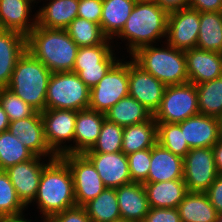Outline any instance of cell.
<instances>
[{"instance_id": "obj_52", "label": "cell", "mask_w": 222, "mask_h": 222, "mask_svg": "<svg viewBox=\"0 0 222 222\" xmlns=\"http://www.w3.org/2000/svg\"><path fill=\"white\" fill-rule=\"evenodd\" d=\"M113 222H131V221H128V220H125V219H119V220H116V221H113Z\"/></svg>"}, {"instance_id": "obj_33", "label": "cell", "mask_w": 222, "mask_h": 222, "mask_svg": "<svg viewBox=\"0 0 222 222\" xmlns=\"http://www.w3.org/2000/svg\"><path fill=\"white\" fill-rule=\"evenodd\" d=\"M36 155L9 130L0 133V170L33 159Z\"/></svg>"}, {"instance_id": "obj_51", "label": "cell", "mask_w": 222, "mask_h": 222, "mask_svg": "<svg viewBox=\"0 0 222 222\" xmlns=\"http://www.w3.org/2000/svg\"><path fill=\"white\" fill-rule=\"evenodd\" d=\"M215 222H222V213L217 214V218H216Z\"/></svg>"}, {"instance_id": "obj_42", "label": "cell", "mask_w": 222, "mask_h": 222, "mask_svg": "<svg viewBox=\"0 0 222 222\" xmlns=\"http://www.w3.org/2000/svg\"><path fill=\"white\" fill-rule=\"evenodd\" d=\"M103 0H79L78 17L100 24Z\"/></svg>"}, {"instance_id": "obj_25", "label": "cell", "mask_w": 222, "mask_h": 222, "mask_svg": "<svg viewBox=\"0 0 222 222\" xmlns=\"http://www.w3.org/2000/svg\"><path fill=\"white\" fill-rule=\"evenodd\" d=\"M151 208H177L188 193L183 179L143 182Z\"/></svg>"}, {"instance_id": "obj_24", "label": "cell", "mask_w": 222, "mask_h": 222, "mask_svg": "<svg viewBox=\"0 0 222 222\" xmlns=\"http://www.w3.org/2000/svg\"><path fill=\"white\" fill-rule=\"evenodd\" d=\"M183 179V158L156 143L151 148L148 178L144 182Z\"/></svg>"}, {"instance_id": "obj_41", "label": "cell", "mask_w": 222, "mask_h": 222, "mask_svg": "<svg viewBox=\"0 0 222 222\" xmlns=\"http://www.w3.org/2000/svg\"><path fill=\"white\" fill-rule=\"evenodd\" d=\"M132 182L143 183L148 178L151 163V148L127 155Z\"/></svg>"}, {"instance_id": "obj_29", "label": "cell", "mask_w": 222, "mask_h": 222, "mask_svg": "<svg viewBox=\"0 0 222 222\" xmlns=\"http://www.w3.org/2000/svg\"><path fill=\"white\" fill-rule=\"evenodd\" d=\"M153 115L151 112L131 96L120 99L105 112V118L122 127L143 123Z\"/></svg>"}, {"instance_id": "obj_27", "label": "cell", "mask_w": 222, "mask_h": 222, "mask_svg": "<svg viewBox=\"0 0 222 222\" xmlns=\"http://www.w3.org/2000/svg\"><path fill=\"white\" fill-rule=\"evenodd\" d=\"M157 143V122L149 120L123 129L122 152L127 156L139 150L152 148Z\"/></svg>"}, {"instance_id": "obj_34", "label": "cell", "mask_w": 222, "mask_h": 222, "mask_svg": "<svg viewBox=\"0 0 222 222\" xmlns=\"http://www.w3.org/2000/svg\"><path fill=\"white\" fill-rule=\"evenodd\" d=\"M26 210L28 208L18 198L7 173L0 170V220L25 217Z\"/></svg>"}, {"instance_id": "obj_11", "label": "cell", "mask_w": 222, "mask_h": 222, "mask_svg": "<svg viewBox=\"0 0 222 222\" xmlns=\"http://www.w3.org/2000/svg\"><path fill=\"white\" fill-rule=\"evenodd\" d=\"M72 174L76 206H84L106 187L91 161L84 154L61 156Z\"/></svg>"}, {"instance_id": "obj_16", "label": "cell", "mask_w": 222, "mask_h": 222, "mask_svg": "<svg viewBox=\"0 0 222 222\" xmlns=\"http://www.w3.org/2000/svg\"><path fill=\"white\" fill-rule=\"evenodd\" d=\"M8 130L36 156L50 159L57 157L46 142L41 112L10 122Z\"/></svg>"}, {"instance_id": "obj_12", "label": "cell", "mask_w": 222, "mask_h": 222, "mask_svg": "<svg viewBox=\"0 0 222 222\" xmlns=\"http://www.w3.org/2000/svg\"><path fill=\"white\" fill-rule=\"evenodd\" d=\"M200 29V12L184 8L168 13L166 42L179 50L196 48Z\"/></svg>"}, {"instance_id": "obj_54", "label": "cell", "mask_w": 222, "mask_h": 222, "mask_svg": "<svg viewBox=\"0 0 222 222\" xmlns=\"http://www.w3.org/2000/svg\"><path fill=\"white\" fill-rule=\"evenodd\" d=\"M221 134H222V117L220 118Z\"/></svg>"}, {"instance_id": "obj_43", "label": "cell", "mask_w": 222, "mask_h": 222, "mask_svg": "<svg viewBox=\"0 0 222 222\" xmlns=\"http://www.w3.org/2000/svg\"><path fill=\"white\" fill-rule=\"evenodd\" d=\"M46 222H92L83 206H75L56 213Z\"/></svg>"}, {"instance_id": "obj_37", "label": "cell", "mask_w": 222, "mask_h": 222, "mask_svg": "<svg viewBox=\"0 0 222 222\" xmlns=\"http://www.w3.org/2000/svg\"><path fill=\"white\" fill-rule=\"evenodd\" d=\"M124 127L108 121H103L99 137L91 150L85 153H116L122 151Z\"/></svg>"}, {"instance_id": "obj_36", "label": "cell", "mask_w": 222, "mask_h": 222, "mask_svg": "<svg viewBox=\"0 0 222 222\" xmlns=\"http://www.w3.org/2000/svg\"><path fill=\"white\" fill-rule=\"evenodd\" d=\"M157 143L182 158L190 150L177 123H157Z\"/></svg>"}, {"instance_id": "obj_30", "label": "cell", "mask_w": 222, "mask_h": 222, "mask_svg": "<svg viewBox=\"0 0 222 222\" xmlns=\"http://www.w3.org/2000/svg\"><path fill=\"white\" fill-rule=\"evenodd\" d=\"M196 47L222 54V12H200Z\"/></svg>"}, {"instance_id": "obj_39", "label": "cell", "mask_w": 222, "mask_h": 222, "mask_svg": "<svg viewBox=\"0 0 222 222\" xmlns=\"http://www.w3.org/2000/svg\"><path fill=\"white\" fill-rule=\"evenodd\" d=\"M0 104L10 122L33 116L37 112L7 87L0 88Z\"/></svg>"}, {"instance_id": "obj_45", "label": "cell", "mask_w": 222, "mask_h": 222, "mask_svg": "<svg viewBox=\"0 0 222 222\" xmlns=\"http://www.w3.org/2000/svg\"><path fill=\"white\" fill-rule=\"evenodd\" d=\"M218 213H222V174H218L209 189L205 192Z\"/></svg>"}, {"instance_id": "obj_32", "label": "cell", "mask_w": 222, "mask_h": 222, "mask_svg": "<svg viewBox=\"0 0 222 222\" xmlns=\"http://www.w3.org/2000/svg\"><path fill=\"white\" fill-rule=\"evenodd\" d=\"M199 113L222 117V76L196 85Z\"/></svg>"}, {"instance_id": "obj_47", "label": "cell", "mask_w": 222, "mask_h": 222, "mask_svg": "<svg viewBox=\"0 0 222 222\" xmlns=\"http://www.w3.org/2000/svg\"><path fill=\"white\" fill-rule=\"evenodd\" d=\"M163 10L171 13L188 7L189 0H154Z\"/></svg>"}, {"instance_id": "obj_6", "label": "cell", "mask_w": 222, "mask_h": 222, "mask_svg": "<svg viewBox=\"0 0 222 222\" xmlns=\"http://www.w3.org/2000/svg\"><path fill=\"white\" fill-rule=\"evenodd\" d=\"M90 88L75 72L51 74L46 92L45 109H67L80 111L88 109Z\"/></svg>"}, {"instance_id": "obj_28", "label": "cell", "mask_w": 222, "mask_h": 222, "mask_svg": "<svg viewBox=\"0 0 222 222\" xmlns=\"http://www.w3.org/2000/svg\"><path fill=\"white\" fill-rule=\"evenodd\" d=\"M181 222H215L218 212L206 193L188 192L177 206Z\"/></svg>"}, {"instance_id": "obj_22", "label": "cell", "mask_w": 222, "mask_h": 222, "mask_svg": "<svg viewBox=\"0 0 222 222\" xmlns=\"http://www.w3.org/2000/svg\"><path fill=\"white\" fill-rule=\"evenodd\" d=\"M26 51V36L13 30L0 29V88L8 86L14 67Z\"/></svg>"}, {"instance_id": "obj_9", "label": "cell", "mask_w": 222, "mask_h": 222, "mask_svg": "<svg viewBox=\"0 0 222 222\" xmlns=\"http://www.w3.org/2000/svg\"><path fill=\"white\" fill-rule=\"evenodd\" d=\"M77 112L67 109H45L41 112L46 142L56 156L72 154Z\"/></svg>"}, {"instance_id": "obj_44", "label": "cell", "mask_w": 222, "mask_h": 222, "mask_svg": "<svg viewBox=\"0 0 222 222\" xmlns=\"http://www.w3.org/2000/svg\"><path fill=\"white\" fill-rule=\"evenodd\" d=\"M142 222H181L177 208H151Z\"/></svg>"}, {"instance_id": "obj_15", "label": "cell", "mask_w": 222, "mask_h": 222, "mask_svg": "<svg viewBox=\"0 0 222 222\" xmlns=\"http://www.w3.org/2000/svg\"><path fill=\"white\" fill-rule=\"evenodd\" d=\"M91 161L106 188H119L132 183L127 156L116 153H84Z\"/></svg>"}, {"instance_id": "obj_14", "label": "cell", "mask_w": 222, "mask_h": 222, "mask_svg": "<svg viewBox=\"0 0 222 222\" xmlns=\"http://www.w3.org/2000/svg\"><path fill=\"white\" fill-rule=\"evenodd\" d=\"M166 85L138 66L132 59L129 61V96L133 97L153 115L159 108Z\"/></svg>"}, {"instance_id": "obj_19", "label": "cell", "mask_w": 222, "mask_h": 222, "mask_svg": "<svg viewBox=\"0 0 222 222\" xmlns=\"http://www.w3.org/2000/svg\"><path fill=\"white\" fill-rule=\"evenodd\" d=\"M34 6L29 0H0V29L27 36L37 25V14L32 12Z\"/></svg>"}, {"instance_id": "obj_40", "label": "cell", "mask_w": 222, "mask_h": 222, "mask_svg": "<svg viewBox=\"0 0 222 222\" xmlns=\"http://www.w3.org/2000/svg\"><path fill=\"white\" fill-rule=\"evenodd\" d=\"M123 50L121 46L116 49L99 65L83 67L76 74L78 77L90 88L95 87L99 81L105 76V74L121 59L116 54L118 50Z\"/></svg>"}, {"instance_id": "obj_38", "label": "cell", "mask_w": 222, "mask_h": 222, "mask_svg": "<svg viewBox=\"0 0 222 222\" xmlns=\"http://www.w3.org/2000/svg\"><path fill=\"white\" fill-rule=\"evenodd\" d=\"M107 39L103 44L96 46L79 47L76 55L75 65L72 72L77 73L83 67L97 66L102 63L120 44ZM113 44H115L113 46Z\"/></svg>"}, {"instance_id": "obj_20", "label": "cell", "mask_w": 222, "mask_h": 222, "mask_svg": "<svg viewBox=\"0 0 222 222\" xmlns=\"http://www.w3.org/2000/svg\"><path fill=\"white\" fill-rule=\"evenodd\" d=\"M104 119L105 113L89 108L77 112L72 154H84L92 149L99 137Z\"/></svg>"}, {"instance_id": "obj_21", "label": "cell", "mask_w": 222, "mask_h": 222, "mask_svg": "<svg viewBox=\"0 0 222 222\" xmlns=\"http://www.w3.org/2000/svg\"><path fill=\"white\" fill-rule=\"evenodd\" d=\"M121 219L142 222L150 206L143 183L132 182L116 188Z\"/></svg>"}, {"instance_id": "obj_35", "label": "cell", "mask_w": 222, "mask_h": 222, "mask_svg": "<svg viewBox=\"0 0 222 222\" xmlns=\"http://www.w3.org/2000/svg\"><path fill=\"white\" fill-rule=\"evenodd\" d=\"M78 47L103 44L108 38L103 34L100 24L76 17L65 29Z\"/></svg>"}, {"instance_id": "obj_48", "label": "cell", "mask_w": 222, "mask_h": 222, "mask_svg": "<svg viewBox=\"0 0 222 222\" xmlns=\"http://www.w3.org/2000/svg\"><path fill=\"white\" fill-rule=\"evenodd\" d=\"M215 166L218 174H222V137L212 146Z\"/></svg>"}, {"instance_id": "obj_23", "label": "cell", "mask_w": 222, "mask_h": 222, "mask_svg": "<svg viewBox=\"0 0 222 222\" xmlns=\"http://www.w3.org/2000/svg\"><path fill=\"white\" fill-rule=\"evenodd\" d=\"M42 2L46 3L36 10L37 25L40 27L65 30L78 17L79 0H42Z\"/></svg>"}, {"instance_id": "obj_5", "label": "cell", "mask_w": 222, "mask_h": 222, "mask_svg": "<svg viewBox=\"0 0 222 222\" xmlns=\"http://www.w3.org/2000/svg\"><path fill=\"white\" fill-rule=\"evenodd\" d=\"M51 74L40 60L26 50L16 63L7 88L37 112H43Z\"/></svg>"}, {"instance_id": "obj_53", "label": "cell", "mask_w": 222, "mask_h": 222, "mask_svg": "<svg viewBox=\"0 0 222 222\" xmlns=\"http://www.w3.org/2000/svg\"><path fill=\"white\" fill-rule=\"evenodd\" d=\"M29 1H31L33 4H37V3L39 4L41 2V0H29ZM38 1H40V2H38Z\"/></svg>"}, {"instance_id": "obj_31", "label": "cell", "mask_w": 222, "mask_h": 222, "mask_svg": "<svg viewBox=\"0 0 222 222\" xmlns=\"http://www.w3.org/2000/svg\"><path fill=\"white\" fill-rule=\"evenodd\" d=\"M83 207L92 222H113L121 219L114 188H105L95 199Z\"/></svg>"}, {"instance_id": "obj_49", "label": "cell", "mask_w": 222, "mask_h": 222, "mask_svg": "<svg viewBox=\"0 0 222 222\" xmlns=\"http://www.w3.org/2000/svg\"><path fill=\"white\" fill-rule=\"evenodd\" d=\"M9 118L0 104V133L9 129Z\"/></svg>"}, {"instance_id": "obj_18", "label": "cell", "mask_w": 222, "mask_h": 222, "mask_svg": "<svg viewBox=\"0 0 222 222\" xmlns=\"http://www.w3.org/2000/svg\"><path fill=\"white\" fill-rule=\"evenodd\" d=\"M188 80L201 84L222 76V54L199 48L185 51Z\"/></svg>"}, {"instance_id": "obj_50", "label": "cell", "mask_w": 222, "mask_h": 222, "mask_svg": "<svg viewBox=\"0 0 222 222\" xmlns=\"http://www.w3.org/2000/svg\"><path fill=\"white\" fill-rule=\"evenodd\" d=\"M0 222H34V220L32 221V219H26V217H22V218H16V219H6V220H0ZM40 222H43L40 220Z\"/></svg>"}, {"instance_id": "obj_8", "label": "cell", "mask_w": 222, "mask_h": 222, "mask_svg": "<svg viewBox=\"0 0 222 222\" xmlns=\"http://www.w3.org/2000/svg\"><path fill=\"white\" fill-rule=\"evenodd\" d=\"M122 57L99 83L90 89L89 109L105 113L120 99L129 95V60L125 59L128 56Z\"/></svg>"}, {"instance_id": "obj_26", "label": "cell", "mask_w": 222, "mask_h": 222, "mask_svg": "<svg viewBox=\"0 0 222 222\" xmlns=\"http://www.w3.org/2000/svg\"><path fill=\"white\" fill-rule=\"evenodd\" d=\"M137 0H103L100 26L103 34L111 40L122 31Z\"/></svg>"}, {"instance_id": "obj_10", "label": "cell", "mask_w": 222, "mask_h": 222, "mask_svg": "<svg viewBox=\"0 0 222 222\" xmlns=\"http://www.w3.org/2000/svg\"><path fill=\"white\" fill-rule=\"evenodd\" d=\"M217 175L212 147L192 148L183 158V180L188 192L205 193Z\"/></svg>"}, {"instance_id": "obj_3", "label": "cell", "mask_w": 222, "mask_h": 222, "mask_svg": "<svg viewBox=\"0 0 222 222\" xmlns=\"http://www.w3.org/2000/svg\"><path fill=\"white\" fill-rule=\"evenodd\" d=\"M78 48L64 29L36 25L26 36V50L52 73L73 71Z\"/></svg>"}, {"instance_id": "obj_4", "label": "cell", "mask_w": 222, "mask_h": 222, "mask_svg": "<svg viewBox=\"0 0 222 222\" xmlns=\"http://www.w3.org/2000/svg\"><path fill=\"white\" fill-rule=\"evenodd\" d=\"M162 43L164 45L140 47L129 56V60L132 59L166 86L188 83L185 51L170 46L166 41Z\"/></svg>"}, {"instance_id": "obj_2", "label": "cell", "mask_w": 222, "mask_h": 222, "mask_svg": "<svg viewBox=\"0 0 222 222\" xmlns=\"http://www.w3.org/2000/svg\"><path fill=\"white\" fill-rule=\"evenodd\" d=\"M167 21L168 13L155 1L137 0L124 28L112 42L124 41L129 57L140 47L165 41Z\"/></svg>"}, {"instance_id": "obj_7", "label": "cell", "mask_w": 222, "mask_h": 222, "mask_svg": "<svg viewBox=\"0 0 222 222\" xmlns=\"http://www.w3.org/2000/svg\"><path fill=\"white\" fill-rule=\"evenodd\" d=\"M199 114L197 88L190 82L168 85L159 108L153 114L157 123H179Z\"/></svg>"}, {"instance_id": "obj_13", "label": "cell", "mask_w": 222, "mask_h": 222, "mask_svg": "<svg viewBox=\"0 0 222 222\" xmlns=\"http://www.w3.org/2000/svg\"><path fill=\"white\" fill-rule=\"evenodd\" d=\"M50 158L35 156L33 159L18 163L5 170L14 186L18 198L28 208L37 195L44 166Z\"/></svg>"}, {"instance_id": "obj_1", "label": "cell", "mask_w": 222, "mask_h": 222, "mask_svg": "<svg viewBox=\"0 0 222 222\" xmlns=\"http://www.w3.org/2000/svg\"><path fill=\"white\" fill-rule=\"evenodd\" d=\"M30 205L37 206L43 222L76 206L72 174L62 157L57 156L44 166L37 195Z\"/></svg>"}, {"instance_id": "obj_46", "label": "cell", "mask_w": 222, "mask_h": 222, "mask_svg": "<svg viewBox=\"0 0 222 222\" xmlns=\"http://www.w3.org/2000/svg\"><path fill=\"white\" fill-rule=\"evenodd\" d=\"M188 7L199 12H222V0H189Z\"/></svg>"}, {"instance_id": "obj_17", "label": "cell", "mask_w": 222, "mask_h": 222, "mask_svg": "<svg viewBox=\"0 0 222 222\" xmlns=\"http://www.w3.org/2000/svg\"><path fill=\"white\" fill-rule=\"evenodd\" d=\"M190 149L212 147L221 137L220 119L197 114L177 123Z\"/></svg>"}]
</instances>
